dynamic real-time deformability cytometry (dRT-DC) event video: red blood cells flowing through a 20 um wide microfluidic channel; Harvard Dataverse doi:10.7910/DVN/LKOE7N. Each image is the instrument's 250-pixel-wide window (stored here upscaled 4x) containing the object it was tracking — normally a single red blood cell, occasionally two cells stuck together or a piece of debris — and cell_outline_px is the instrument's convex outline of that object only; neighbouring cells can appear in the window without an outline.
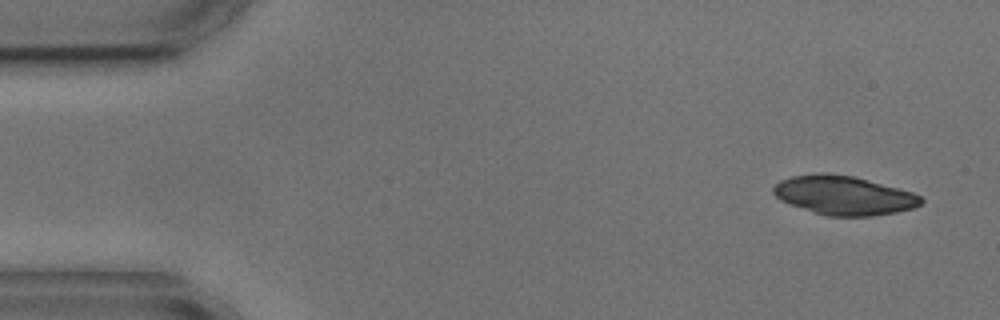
{"species": "common noctule bat (a hibernating species)", "species_latin": "Nyctalus noctula", "temperature_condition": "cold", "stored_images_in_passage": 4, "camera_frame_rate_fps": 3000, "um_per_image_px": 0.085, "animal": {"sex": "male", "body_mass_g": 17.9, "forearm_length_mm": 54.2}, "frame": {"image": 1, "passage_image": 1, "time_ms": 0.0, "image_size_px": [1000, 320], "cell_outline_px": [[924, 200], [920, 204], [912, 208], [896, 212], [872, 216], [828, 216], [780, 200], [772, 192], [772, 188], [780, 180], [792, 176], [820, 172], [824, 172], [852, 176], [912, 192], [920, 196]], "centroid_in_image_um": [71.71, 16.59], "position_along_channel_um": 13.3, "area_um2": 33.12}}